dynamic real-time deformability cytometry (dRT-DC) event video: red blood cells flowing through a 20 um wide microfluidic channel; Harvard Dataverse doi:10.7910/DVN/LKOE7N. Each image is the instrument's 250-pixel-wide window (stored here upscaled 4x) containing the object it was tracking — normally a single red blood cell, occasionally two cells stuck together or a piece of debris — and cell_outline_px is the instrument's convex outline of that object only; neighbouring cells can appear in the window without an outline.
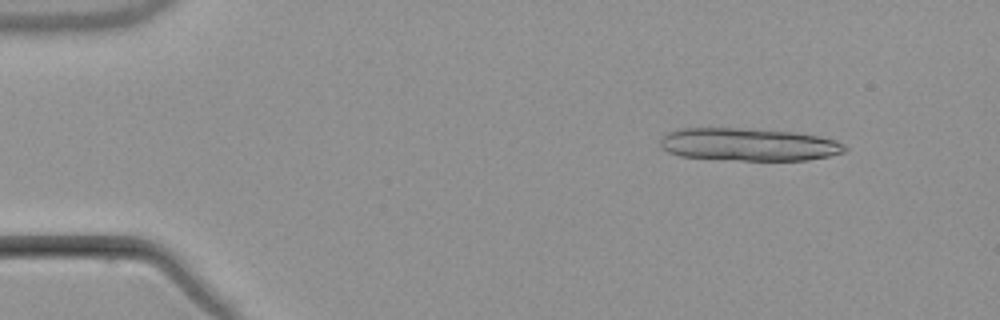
{"species": "common noctule bat (a hibernating species)", "species_latin": "Nyctalus noctula", "temperature_condition": "warm", "stored_images_in_passage": 4, "camera_frame_rate_fps": 3000, "um_per_image_px": 0.085, "animal": {"sex": "male", "body_mass_g": 21.5, "forearm_length_mm": 52.0}, "frame": {"image": 1, "passage_image": 2, "time_ms": 1.333, "image_size_px": [1000, 320], "cell_outline_px": [[848, 148], [844, 152], [828, 156], [808, 160], [740, 160], [680, 156], [668, 152], [660, 148], [660, 136], [676, 128], [760, 128], [792, 132], [820, 136], [836, 140], [844, 144]], "centroid_in_image_um": [63.61, 12.26], "position_along_channel_um": 21.4, "area_um2": 35.6}}